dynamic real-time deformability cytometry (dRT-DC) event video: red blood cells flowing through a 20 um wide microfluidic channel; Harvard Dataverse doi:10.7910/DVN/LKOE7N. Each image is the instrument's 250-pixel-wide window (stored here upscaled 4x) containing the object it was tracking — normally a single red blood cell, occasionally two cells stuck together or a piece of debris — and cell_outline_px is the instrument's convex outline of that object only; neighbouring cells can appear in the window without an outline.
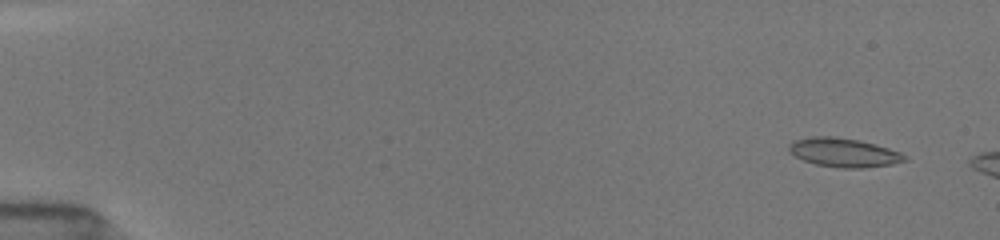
{"species": "common noctule bat (a hibernating species)", "species_latin": "Nyctalus noctula", "temperature_condition": "room temperature", "stored_images_in_passage": 7, "camera_frame_rate_fps": 3000, "um_per_image_px": 0.085, "animal": {"sex": "female", "body_mass_g": 19.5, "forearm_length_mm": 54.1}, "frame": {"image": 1, "passage_image": 2, "time_ms": 0.667, "image_size_px": [1000, 240], "cell_outline_px": [[908, 160], [892, 164], [864, 168], [840, 168], [816, 164], [804, 160], [796, 156], [788, 148], [788, 144], [796, 140], [812, 136], [832, 136], [856, 140], [876, 144], [900, 152]], "centroid_in_image_um": [71.73, 12.97], "position_along_channel_um": 13.3, "area_um2": 19.25}}